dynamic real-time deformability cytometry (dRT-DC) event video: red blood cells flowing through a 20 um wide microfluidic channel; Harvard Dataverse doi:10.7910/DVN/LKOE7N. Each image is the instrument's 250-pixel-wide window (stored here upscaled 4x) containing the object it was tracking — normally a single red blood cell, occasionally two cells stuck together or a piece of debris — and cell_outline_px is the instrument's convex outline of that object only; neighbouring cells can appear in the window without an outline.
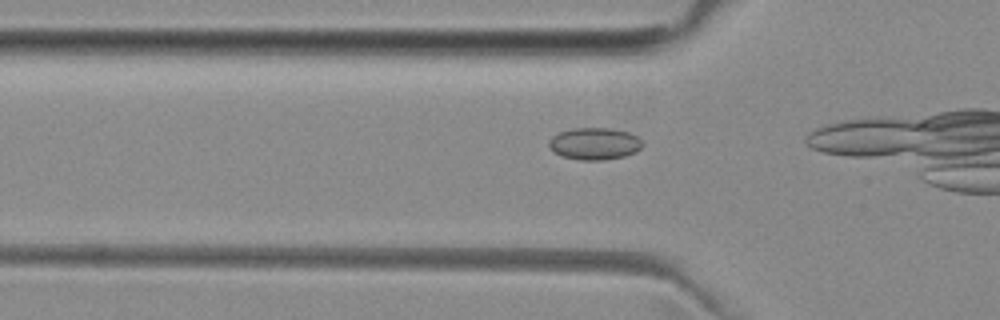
{"species": "common noctule bat (a hibernating species)", "species_latin": "Nyctalus noctula", "temperature_condition": "room temperature", "stored_images_in_passage": 6, "camera_frame_rate_fps": 3000, "um_per_image_px": 0.085, "animal": {"sex": "female", "body_mass_g": 29.2, "forearm_length_mm": 56.3}, "frame": {"image": 1, "passage_image": 4, "time_ms": 1.0, "image_size_px": [1000, 320], "cell_outline_px": [[644, 144], [636, 152], [624, 156], [604, 160], [580, 160], [560, 156], [548, 148], [548, 140], [552, 136], [560, 132], [572, 128], [608, 128], [628, 132], [636, 136]], "centroid_in_image_um": [50.49, 12.22], "position_along_channel_um": 75.3, "area_um2": 17.57}}